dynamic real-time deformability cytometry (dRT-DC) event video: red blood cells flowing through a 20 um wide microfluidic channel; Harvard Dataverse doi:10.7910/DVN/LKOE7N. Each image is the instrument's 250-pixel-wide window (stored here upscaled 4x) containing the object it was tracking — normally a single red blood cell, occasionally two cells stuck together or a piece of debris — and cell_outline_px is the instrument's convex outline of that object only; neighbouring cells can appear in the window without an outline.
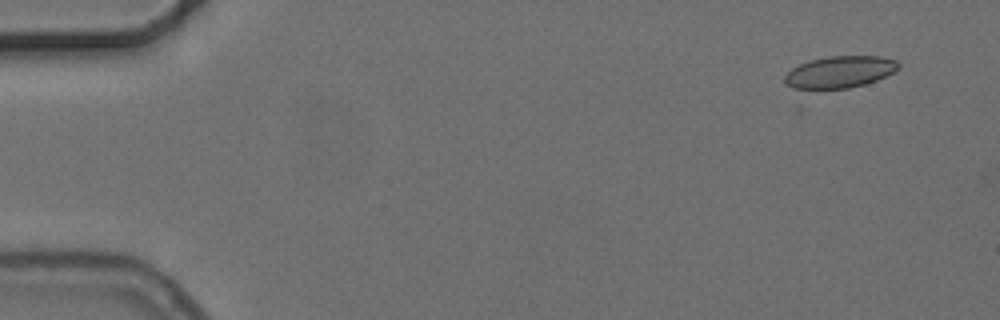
{"species": "common noctule bat (a hibernating species)", "species_latin": "Nyctalus noctula", "temperature_condition": "cold", "stored_images_in_passage": 54, "camera_frame_rate_fps": 3000, "um_per_image_px": 0.085, "animal": {"sex": "female", "body_mass_g": 24.6, "forearm_length_mm": 56.2}, "frame": {"image": 1, "passage_image": 2, "time_ms": 0.333, "image_size_px": [1000, 320], "cell_outline_px": [[900, 68], [876, 80], [864, 84], [848, 88], [800, 92], [792, 88], [784, 80], [784, 76], [792, 68], [800, 64], [812, 60], [828, 56], [880, 56], [896, 60], [900, 64]], "centroid_in_image_um": [71.32, 6.16], "position_along_channel_um": 13.7, "area_um2": 21.56}}
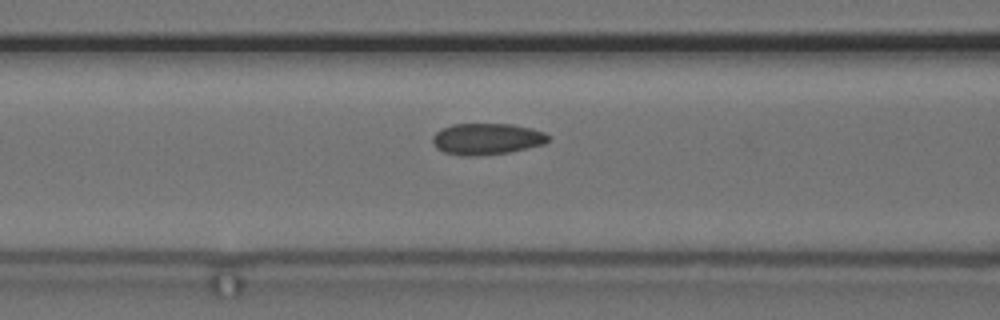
{"frame": {"image": 2, "passage_image": 21, "time_ms": 6.667, "image_size_px": [1000, 320], "cell_outline_px": [[552, 136], [544, 144], [528, 148], [508, 152], [476, 156], [460, 156], [444, 152], [436, 148], [432, 140], [432, 136], [440, 128], [452, 124], [512, 124], [532, 128], [544, 132]], "centroid_in_image_um": [41.37, 11.81], "position_along_channel_um": 125.2, "area_um2": 21.39}}
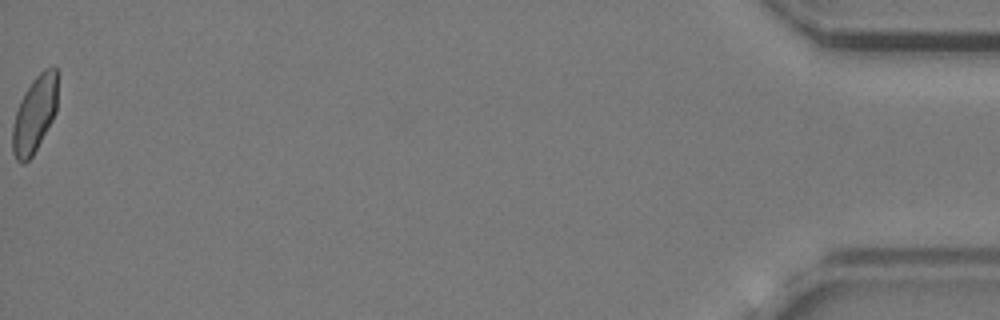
{"frame": {"image": 3, "passage_image": 54, "time_ms": 17.667, "image_size_px": [1000, 320], "cell_outline_px": [[56, 112], [52, 120], [32, 156], [24, 164], [20, 164], [16, 160], [12, 152], [12, 128], [16, 112], [20, 100], [24, 92], [32, 80], [44, 68], [56, 68]], "centroid_in_image_um": [2.91, 9.75], "position_along_channel_um": 432.3, "area_um2": 19.88}, "authors_computed_cell_mechanics": {"area_um2": 21.0103, "velocity_mm_per_s": 3.7135, "shape_relaxation_time_tau1_ms": 3.9821, "shape_relaxation_time_tau2_ms": 1.5251, "deformation_change_tau1": 0.0876, "deformation_change_tau2": 0.075}}